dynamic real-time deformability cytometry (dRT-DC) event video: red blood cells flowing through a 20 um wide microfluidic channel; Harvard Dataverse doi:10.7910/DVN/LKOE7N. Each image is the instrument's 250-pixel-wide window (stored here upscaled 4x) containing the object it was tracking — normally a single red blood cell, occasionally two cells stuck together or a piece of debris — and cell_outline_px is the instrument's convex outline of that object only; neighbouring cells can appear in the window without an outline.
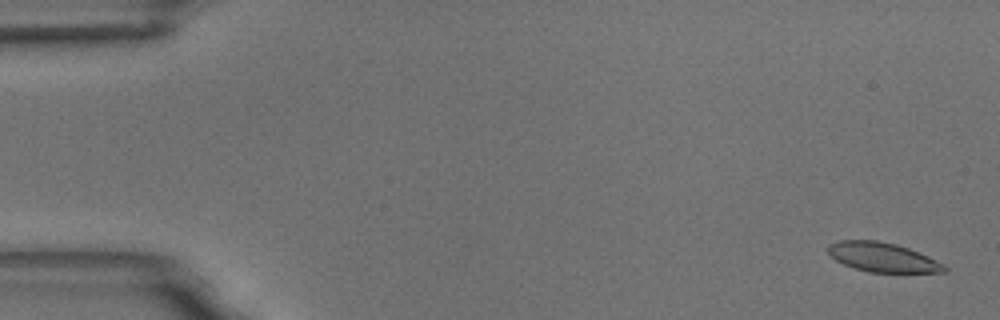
{"species": "common noctule bat (a hibernating species)", "species_latin": "Nyctalus noctula", "temperature_condition": "room temperature", "stored_images_in_passage": 60, "camera_frame_rate_fps": 3000, "um_per_image_px": 0.085, "animal": {"sex": "male", "body_mass_g": 18.8}, "frame": {"image": 1, "passage_image": 2, "time_ms": 0.333, "image_size_px": [1000, 320], "cell_outline_px": [[948, 272], [868, 272], [844, 264], [836, 260], [828, 252], [828, 244], [840, 240], [876, 240], [896, 244], [908, 248], [928, 256], [944, 264], [948, 268]], "centroid_in_image_um": [75.04, 21.86], "position_along_channel_um": 10.0, "area_um2": 19.77}}
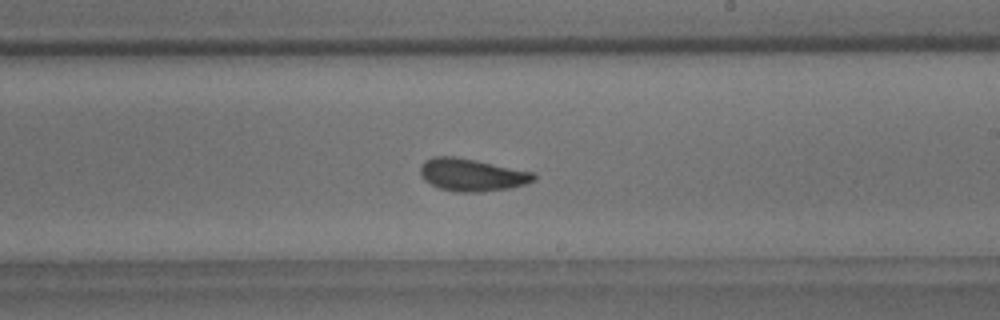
{"frame": {"image": 2, "passage_image": 35, "time_ms": 11.333, "image_size_px": [1000, 320], "cell_outline_px": [[536, 180], [512, 188], [484, 192], [456, 192], [440, 188], [424, 180], [420, 172], [420, 164], [424, 160], [432, 156], [452, 156], [476, 160], [532, 172], [536, 176]], "centroid_in_image_um": [40.09, 14.86], "position_along_channel_um": 248.9, "area_um2": 21.56}}
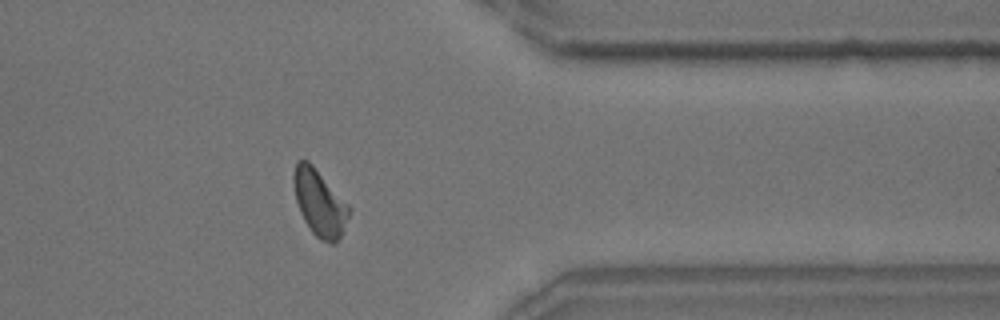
{"frame": {"image": 3, "passage_image": 48, "time_ms": 15.667, "image_size_px": [1000, 320], "cell_outline_px": [[352, 208], [340, 236], [336, 244], [332, 244], [320, 240], [312, 232], [304, 220], [300, 212], [296, 200], [292, 176], [296, 160], [308, 160], [312, 164]], "centroid_in_image_um": [27.15, 17.24], "position_along_channel_um": 384.2, "area_um2": 21.39}, "authors_computed_cell_mechanics": {"area_um2": 21.2415, "velocity_mm_per_s": 3.4061, "shape_relaxation_time_tau1_ms": 5.242, "shape_relaxation_time_tau2_ms": 2.6044, "deformation_change_tau1": 0.1125, "deformation_change_tau2": 0.0823}}